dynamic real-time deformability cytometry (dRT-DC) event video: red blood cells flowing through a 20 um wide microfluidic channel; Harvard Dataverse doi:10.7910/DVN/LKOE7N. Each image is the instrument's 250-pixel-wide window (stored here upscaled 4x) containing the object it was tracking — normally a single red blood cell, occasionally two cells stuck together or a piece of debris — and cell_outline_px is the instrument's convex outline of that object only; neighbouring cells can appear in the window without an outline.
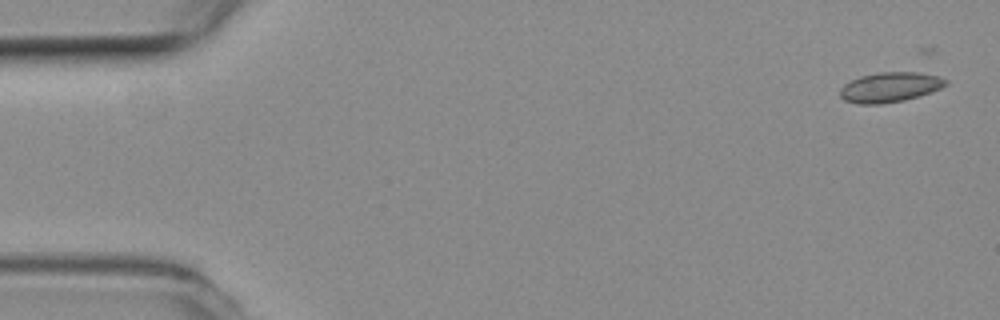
{"species": "common noctule bat (a hibernating species)", "species_latin": "Nyctalus noctula", "temperature_condition": "room temperature", "stored_images_in_passage": 4, "camera_frame_rate_fps": 3000, "um_per_image_px": 0.085, "animal": {"sex": "female", "body_mass_g": 19.3, "forearm_length_mm": 54.1}, "frame": {"image": 1, "passage_image": 1, "time_ms": 0.0, "image_size_px": [1000, 320], "cell_outline_px": [[948, 84], [940, 88], [904, 100], [880, 104], [860, 104], [844, 100], [840, 96], [840, 88], [844, 84], [860, 76], [876, 72], [920, 72], [940, 76], [948, 80]], "centroid_in_image_um": [75.64, 7.39], "position_along_channel_um": 9.4, "area_um2": 18.38}}
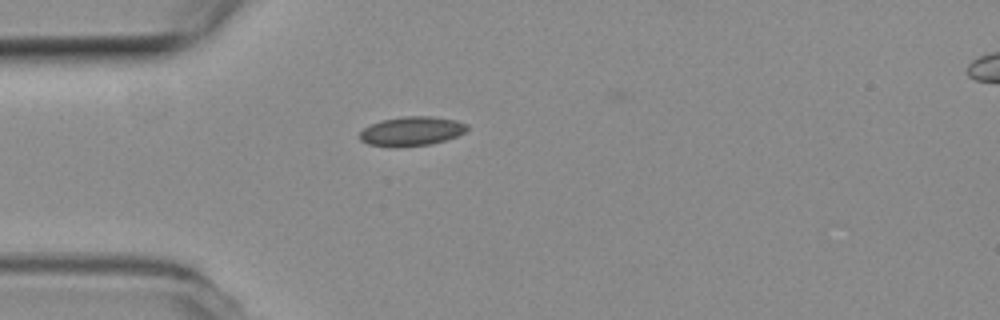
{"frame": {"image": 2, "passage_image": 4, "time_ms": 1.0, "image_size_px": [1000, 320], "cell_outline_px": [[468, 128], [464, 132], [456, 136], [432, 144], [396, 148], [388, 148], [368, 144], [360, 140], [360, 132], [364, 128], [372, 124], [384, 120], [404, 116], [428, 116], [456, 120], [468, 124]], "centroid_in_image_um": [34.97, 11.17], "position_along_channel_um": 50.0, "area_um2": 18.38}}